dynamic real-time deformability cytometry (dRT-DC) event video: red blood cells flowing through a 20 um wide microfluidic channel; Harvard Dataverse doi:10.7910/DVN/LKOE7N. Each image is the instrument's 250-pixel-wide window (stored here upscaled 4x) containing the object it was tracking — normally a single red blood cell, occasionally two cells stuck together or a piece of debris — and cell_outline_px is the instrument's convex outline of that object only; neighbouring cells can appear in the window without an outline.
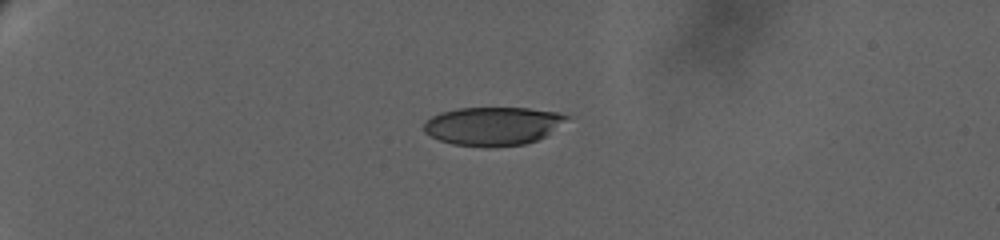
{"species": "human", "species_latin": "Homo sapiens", "temperature_condition": "warm", "stored_images_in_passage": 54, "camera_frame_rate_fps": 3000, "um_per_image_px": 0.085, "donor": {"sex": "female"}, "frame": {"image": 1, "passage_image": 1, "time_ms": 0.0, "image_size_px": [1000, 240], "cell_outline_px": [[572, 116], [548, 136], [524, 144], [488, 148], [484, 148], [452, 144], [440, 140], [424, 132], [424, 124], [432, 116], [440, 112], [460, 108], [528, 108], [556, 112]], "centroid_in_image_um": [41.93, 10.72], "position_along_channel_um": 43.1, "area_um2": 32.25}}
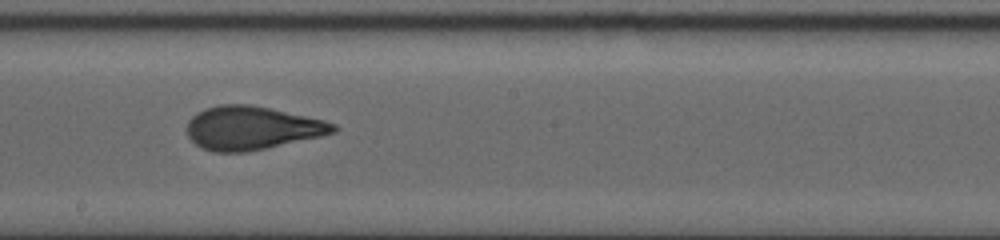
{"frame": {"image": 2, "passage_image": 27, "time_ms": 8.667, "image_size_px": [1000, 240], "cell_outline_px": [[340, 128], [336, 132], [320, 136], [268, 148], [248, 152], [216, 152], [204, 148], [196, 144], [188, 136], [188, 120], [196, 112], [204, 108], [220, 104], [252, 104], [324, 120], [336, 124]], "centroid_in_image_um": [21.42, 10.87], "position_along_channel_um": 226.8, "area_um2": 37.11}}
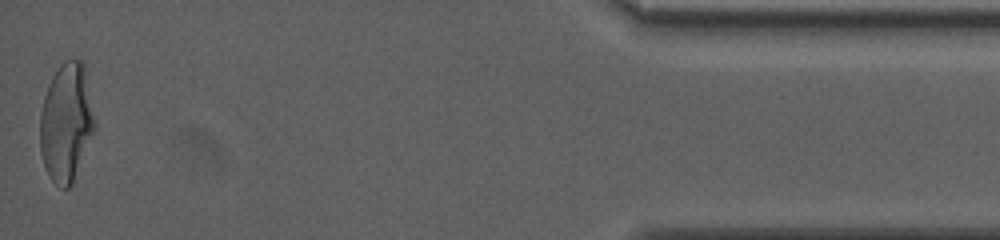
{"frame": {"image": 3, "passage_image": 54, "time_ms": 17.667, "image_size_px": [1000, 240], "cell_outline_px": [[96, 128], [72, 184], [68, 188], [60, 188], [48, 176], [44, 168], [40, 152], [40, 112], [44, 96], [48, 84], [52, 76], [60, 64], [64, 60], [80, 60], [84, 64], [96, 124]], "centroid_in_image_um": [5.63, 10.43], "position_along_channel_um": 429.6, "area_um2": 38.03}, "authors_computed_cell_mechanics": {"area_um2": 36.0961, "velocity_mm_per_s": 2.9545, "shape_relaxation_time_tau1_ms": 7.8957, "shape_relaxation_time_tau2_ms": 1.3116, "deformation_change_tau1": 0.2346, "deformation_change_tau2": 0.0897}}